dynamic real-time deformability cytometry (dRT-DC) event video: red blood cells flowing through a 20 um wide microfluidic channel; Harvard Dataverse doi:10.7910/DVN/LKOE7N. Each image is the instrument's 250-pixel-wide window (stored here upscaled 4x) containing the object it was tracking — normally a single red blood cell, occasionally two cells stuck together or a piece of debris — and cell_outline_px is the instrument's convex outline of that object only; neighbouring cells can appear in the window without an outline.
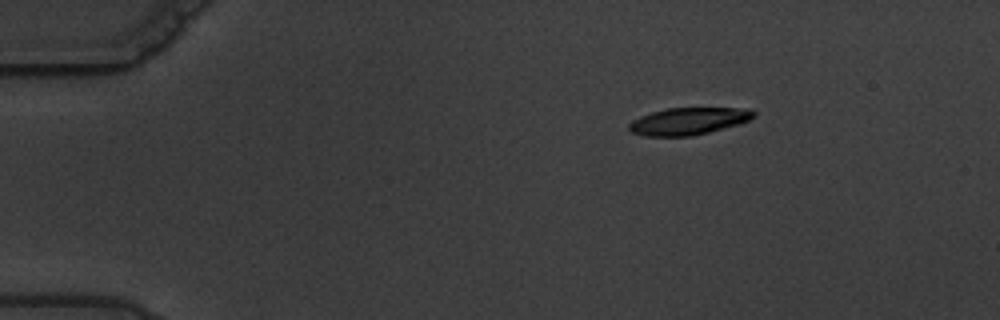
{"species": "common noctule bat (a hibernating species)", "species_latin": "Nyctalus noctula", "temperature_condition": "warm", "stored_images_in_passage": 9, "camera_frame_rate_fps": 3000, "um_per_image_px": 0.085, "animal": {"sex": "male", "body_mass_g": 19.5, "forearm_length_mm": 54.6}, "frame": {"image": 1, "passage_image": 4, "time_ms": 3.333, "image_size_px": [1000, 320], "cell_outline_px": [[756, 116], [740, 124], [692, 136], [644, 136], [632, 132], [628, 128], [628, 124], [632, 120], [640, 116], [652, 112], [668, 108], [752, 108], [756, 112]], "centroid_in_image_um": [58.54, 10.29], "position_along_channel_um": 26.5, "area_um2": 19.83}}
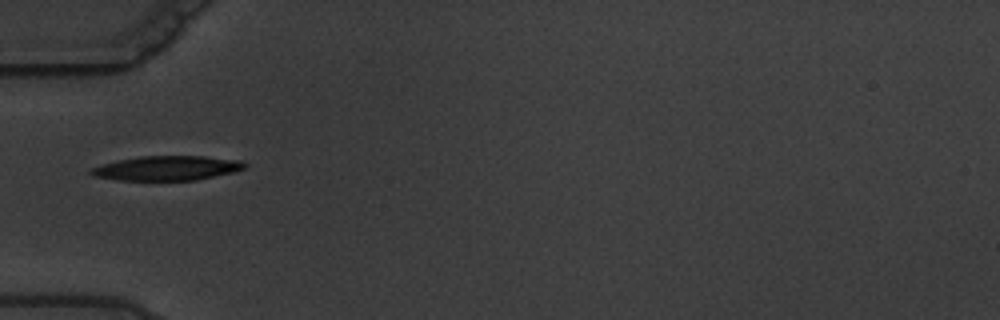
{"frame": {"image": 2, "passage_image": 7, "time_ms": 7.0, "image_size_px": [1000, 320], "cell_outline_px": [[248, 164], [244, 168], [236, 172], [196, 180], [116, 180], [92, 176], [88, 172], [92, 168], [104, 164], [120, 160], [140, 156], [204, 156], [240, 160]], "centroid_in_image_um": [14.23, 14.29], "position_along_channel_um": 70.8, "area_um2": 21.96}}